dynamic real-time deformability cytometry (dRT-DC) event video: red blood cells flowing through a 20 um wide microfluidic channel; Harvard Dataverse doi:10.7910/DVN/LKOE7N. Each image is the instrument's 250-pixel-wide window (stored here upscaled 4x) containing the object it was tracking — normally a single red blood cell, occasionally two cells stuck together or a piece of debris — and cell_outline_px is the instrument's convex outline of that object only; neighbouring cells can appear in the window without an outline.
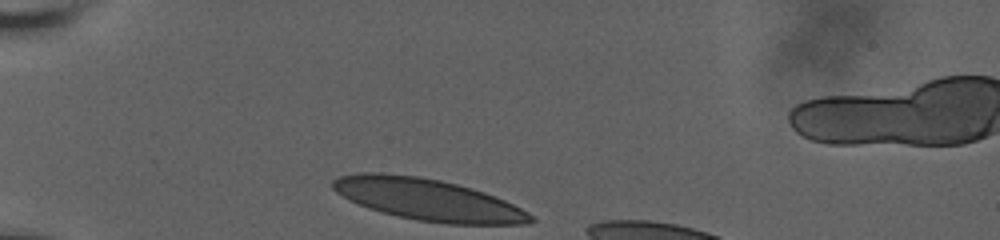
{"species": "human", "species_latin": "Homo sapiens", "temperature_condition": "room temperature", "stored_images_in_passage": 18, "camera_frame_rate_fps": 3000, "um_per_image_px": 0.085, "donor": {"sex": "male"}, "frame": {"image": 1, "passage_image": 1, "time_ms": 0.0, "image_size_px": [1000, 240], "cell_outline_px": [[536, 220], [528, 224], [448, 224], [416, 220], [380, 212], [368, 208], [348, 200], [336, 192], [332, 188], [332, 180], [340, 176], [360, 172], [380, 172], [416, 176], [440, 180], [472, 188], [484, 192], [504, 200], [528, 212]], "centroid_in_image_um": [36.34, 16.97], "position_along_channel_um": 48.7, "area_um2": 48.03}}
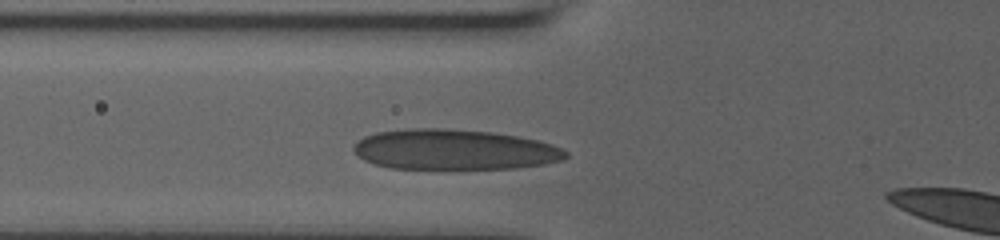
{"frame": {"image": 2, "passage_image": 15, "time_ms": 2.0, "image_size_px": [1000, 240], "cell_outline_px": [[568, 156], [564, 160], [544, 164], [516, 168], [392, 168], [372, 164], [356, 156], [352, 148], [352, 144], [356, 140], [364, 136], [376, 132], [408, 128], [440, 128], [492, 132], [516, 136], [536, 140], [552, 144], [568, 152]], "centroid_in_image_um": [38.55, 12.71], "position_along_channel_um": 87.2, "area_um2": 50.05}}